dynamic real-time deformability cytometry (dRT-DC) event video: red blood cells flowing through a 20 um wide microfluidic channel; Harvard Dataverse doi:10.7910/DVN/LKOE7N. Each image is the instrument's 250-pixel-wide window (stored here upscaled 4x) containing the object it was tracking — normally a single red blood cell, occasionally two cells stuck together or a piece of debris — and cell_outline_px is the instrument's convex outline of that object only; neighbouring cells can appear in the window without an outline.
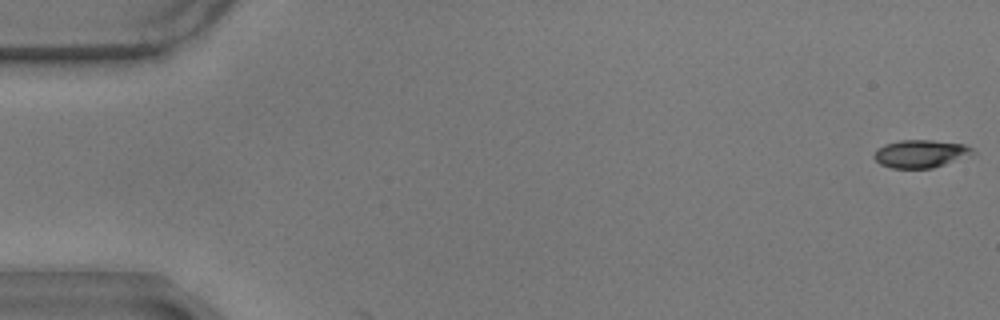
{"species": "common noctule bat (a hibernating species)", "species_latin": "Nyctalus noctula", "temperature_condition": "warm", "stored_images_in_passage": 58, "camera_frame_rate_fps": 3000, "um_per_image_px": 0.085, "animal": {"sex": "male", "body_mass_g": 17.9}, "frame": {"image": 1, "passage_image": 1, "time_ms": 0.0, "image_size_px": [1000, 320], "cell_outline_px": [[976, 152], [944, 164], [932, 168], [892, 168], [880, 164], [872, 156], [876, 148], [884, 144], [900, 140], [932, 140], [964, 144], [972, 148]], "centroid_in_image_um": [78.18, 13.05], "position_along_channel_um": 6.8, "area_um2": 15.9}}
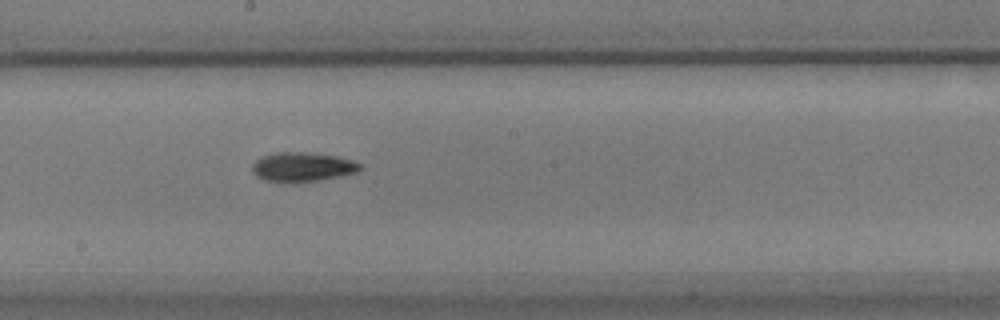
{"frame": {"image": 2, "passage_image": 32, "time_ms": 10.333, "image_size_px": [1000, 320], "cell_outline_px": [[360, 168], [356, 172], [340, 176], [296, 184], [288, 184], [264, 180], [256, 176], [252, 172], [252, 164], [260, 156], [276, 152], [312, 152], [340, 156], [352, 160], [360, 164]], "centroid_in_image_um": [25.65, 14.2], "position_along_channel_um": 222.5, "area_um2": 18.96}}
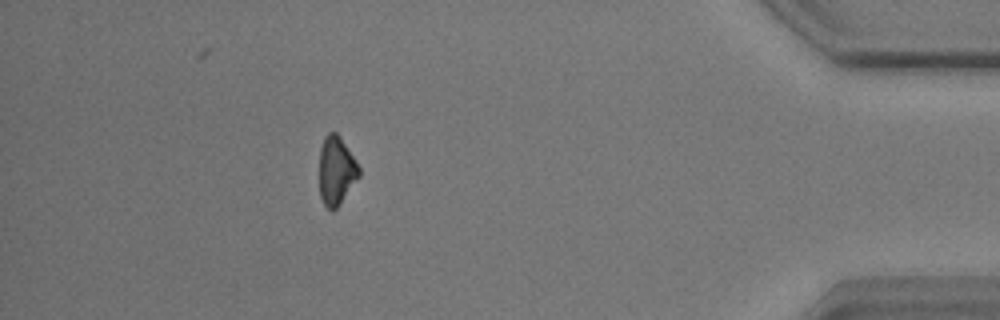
{"frame": {"image": 3, "passage_image": 52, "time_ms": 17.0, "image_size_px": [1000, 320], "cell_outline_px": [[360, 176], [340, 204], [332, 212], [324, 204], [320, 196], [320, 148], [324, 136], [328, 132], [336, 132], [340, 136], [356, 160], [360, 168]], "centroid_in_image_um": [28.59, 14.49], "position_along_channel_um": 406.6, "area_um2": 15.95}, "authors_computed_cell_mechanics": {"area_um2": 16.7331, "velocity_mm_per_s": 3.4931, "shape_relaxation_time_tau1_ms": 2.5837, "shape_relaxation_time_tau2_ms": null, "deformation_change_tau1": 0.1014, "deformation_change_tau2": null}}